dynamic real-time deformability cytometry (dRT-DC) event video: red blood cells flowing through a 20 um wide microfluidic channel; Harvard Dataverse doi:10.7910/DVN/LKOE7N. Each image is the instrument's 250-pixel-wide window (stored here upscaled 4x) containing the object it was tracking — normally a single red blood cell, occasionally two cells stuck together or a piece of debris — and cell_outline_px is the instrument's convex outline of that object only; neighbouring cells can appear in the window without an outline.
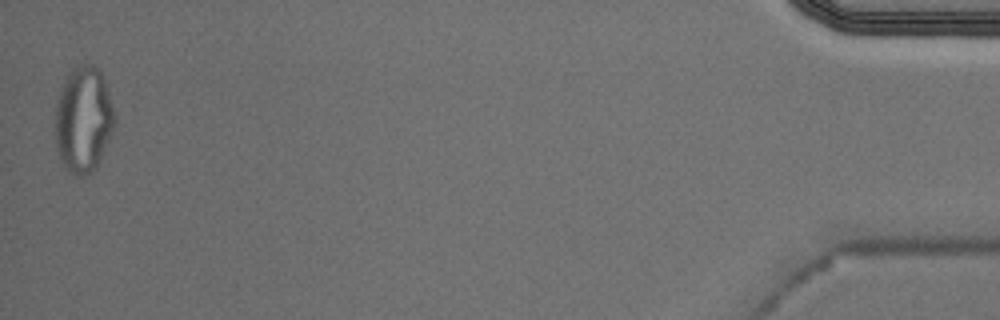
{"species": "Egyptian fruit bat (a non-hibernating species)", "species_latin": "Rousettus aegyptiacus", "temperature_condition": "cold", "stored_images_in_passage": 54, "camera_frame_rate_fps": 3000, "um_per_image_px": 0.085, "animal": {"sex": "male"}, "frame": {"image": 1, "passage_image": 54, "time_ms": 17.667, "image_size_px": [1000, 320], "cell_outline_px": [[116, 120], [112, 132], [96, 168], [84, 176], [76, 176], [68, 172], [56, 148], [56, 104], [60, 92], [68, 76], [76, 68], [84, 64], [92, 64], [104, 76], [116, 116]], "centroid_in_image_um": [7.12, 10.19], "position_along_channel_um": 428.1, "area_um2": 36.24}, "authors_computed_cell_mechanics": {"area_um2": 23.4957, "velocity_mm_per_s": 3.6776, "shape_relaxation_time_tau1_ms": null, "shape_relaxation_time_tau2_ms": 1.3561, "deformation_change_tau1": null, "deformation_change_tau2": 0.0729}}